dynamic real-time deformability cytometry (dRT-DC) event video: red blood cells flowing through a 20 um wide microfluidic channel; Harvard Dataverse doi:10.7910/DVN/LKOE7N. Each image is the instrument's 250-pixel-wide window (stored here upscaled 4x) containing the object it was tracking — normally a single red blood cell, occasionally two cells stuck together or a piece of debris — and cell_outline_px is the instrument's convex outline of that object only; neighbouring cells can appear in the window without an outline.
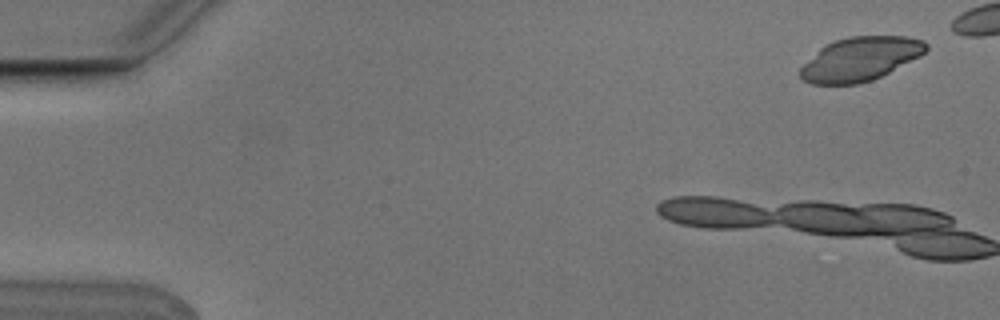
{"species": "Egyptian fruit bat (a non-hibernating species)", "species_latin": "Rousettus aegyptiacus", "temperature_condition": "cold", "stored_images_in_passage": 7, "camera_frame_rate_fps": 3000, "um_per_image_px": 0.085, "animal": {"sex": "male"}, "frame": {"image": 1, "passage_image": 1, "time_ms": 0.0, "image_size_px": [1000, 320], "cell_outline_px": [[928, 48], [920, 56], [872, 80], [856, 84], [812, 84], [804, 80], [800, 76], [800, 68], [820, 48], [836, 40], [848, 36], [908, 36], [924, 40], [928, 44]], "centroid_in_image_um": [73.14, 5.0], "position_along_channel_um": 11.9, "area_um2": 31.79}}